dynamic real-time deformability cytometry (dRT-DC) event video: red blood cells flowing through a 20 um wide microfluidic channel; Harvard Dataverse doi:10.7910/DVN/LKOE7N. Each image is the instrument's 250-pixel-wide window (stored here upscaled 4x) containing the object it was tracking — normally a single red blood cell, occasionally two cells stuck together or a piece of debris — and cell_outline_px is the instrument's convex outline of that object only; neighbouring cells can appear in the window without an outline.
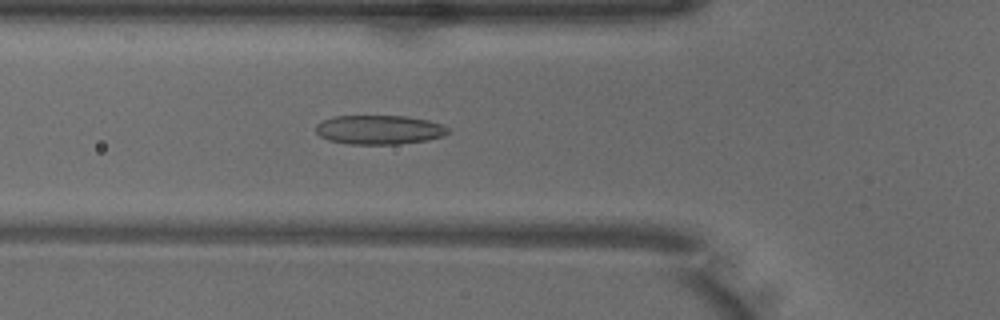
{"species": "common noctule bat (a hibernating species)", "species_latin": "Nyctalus noctula", "temperature_condition": "warm", "stored_images_in_passage": 50, "camera_frame_rate_fps": 3000, "um_per_image_px": 0.085, "animal": {"sex": "male", "body_mass_g": 18.8}, "frame": {"image": 1, "passage_image": 17, "time_ms": 5.333, "image_size_px": [1000, 320], "cell_outline_px": [[448, 132], [444, 136], [428, 140], [400, 144], [348, 144], [328, 140], [320, 136], [316, 132], [316, 124], [332, 116], [408, 116], [428, 120], [440, 124], [448, 128]], "centroid_in_image_um": [32.22, 11.03], "position_along_channel_um": 93.6, "area_um2": 22.54}}
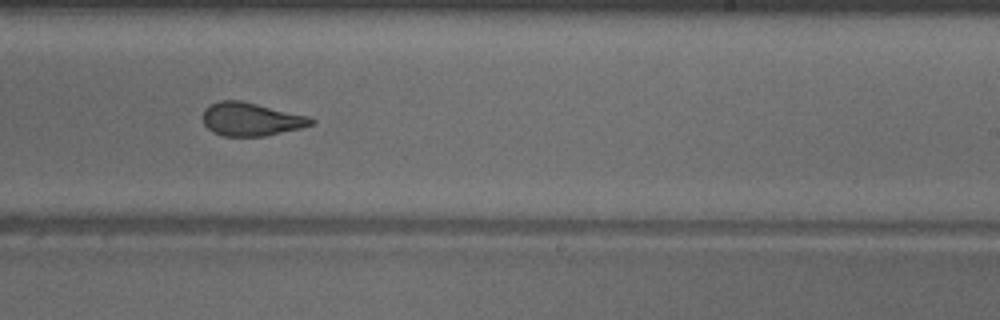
{"frame": {"image": 2, "passage_image": 30, "time_ms": 9.667, "image_size_px": [1000, 320], "cell_outline_px": [[316, 120], [312, 124], [300, 128], [264, 136], [224, 136], [212, 132], [204, 124], [204, 108], [208, 104], [220, 100], [240, 100], [308, 116]], "centroid_in_image_um": [21.3, 10.13], "position_along_channel_um": 267.7, "area_um2": 20.87}}
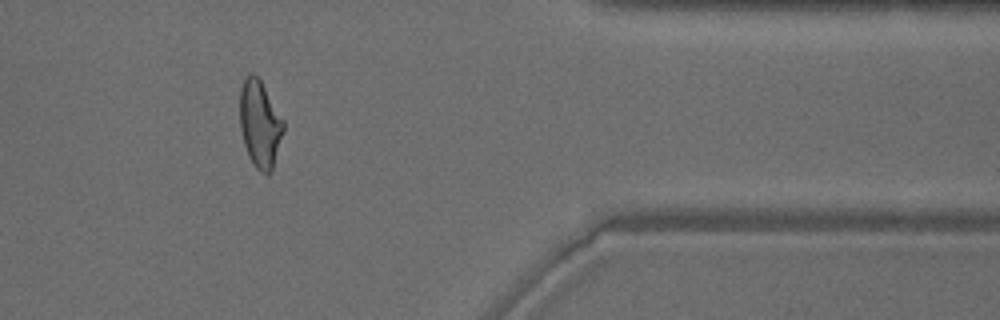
{"frame": {"image": 3, "passage_image": 41, "time_ms": 13.333, "image_size_px": [1000, 320], "cell_outline_px": [[284, 128], [272, 168], [268, 176], [260, 172], [252, 164], [248, 156], [244, 144], [240, 128], [240, 88], [248, 72], [252, 72], [260, 80], [284, 120]], "centroid_in_image_um": [22.07, 10.54], "position_along_channel_um": 389.3, "area_um2": 22.02}, "authors_computed_cell_mechanics": {"area_um2": 22.6287, "velocity_mm_per_s": 3.9963, "shape_relaxation_time_tau1_ms": 8.5824, "shape_relaxation_time_tau2_ms": 1.4336, "deformation_change_tau1": 0.2339, "deformation_change_tau2": 0.0911}}